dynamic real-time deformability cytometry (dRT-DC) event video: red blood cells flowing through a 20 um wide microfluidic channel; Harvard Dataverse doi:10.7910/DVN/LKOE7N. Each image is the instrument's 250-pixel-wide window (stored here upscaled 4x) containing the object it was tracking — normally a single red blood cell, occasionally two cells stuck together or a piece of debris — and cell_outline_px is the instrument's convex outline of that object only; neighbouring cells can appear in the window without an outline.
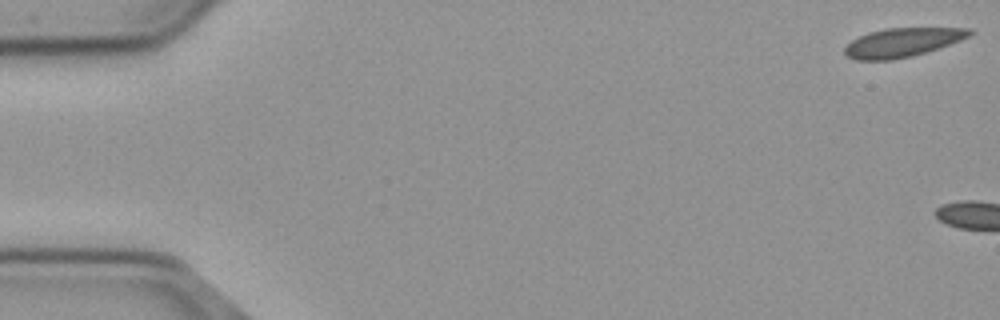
{"species": "common noctule bat (a hibernating species)", "species_latin": "Nyctalus noctula", "temperature_condition": "cold", "stored_images_in_passage": 4, "camera_frame_rate_fps": 3000, "um_per_image_px": 0.085, "animal": {"sex": "male", "body_mass_g": 23.1, "forearm_length_mm": 52.7}, "frame": {"image": 1, "passage_image": 1, "time_ms": 0.0, "image_size_px": [1000, 320], "cell_outline_px": [[976, 32], [960, 40], [912, 56], [892, 60], [856, 60], [848, 56], [844, 52], [844, 48], [852, 40], [868, 32], [884, 28], [972, 28]], "centroid_in_image_um": [76.68, 3.6], "position_along_channel_um": 8.3, "area_um2": 20.87}}